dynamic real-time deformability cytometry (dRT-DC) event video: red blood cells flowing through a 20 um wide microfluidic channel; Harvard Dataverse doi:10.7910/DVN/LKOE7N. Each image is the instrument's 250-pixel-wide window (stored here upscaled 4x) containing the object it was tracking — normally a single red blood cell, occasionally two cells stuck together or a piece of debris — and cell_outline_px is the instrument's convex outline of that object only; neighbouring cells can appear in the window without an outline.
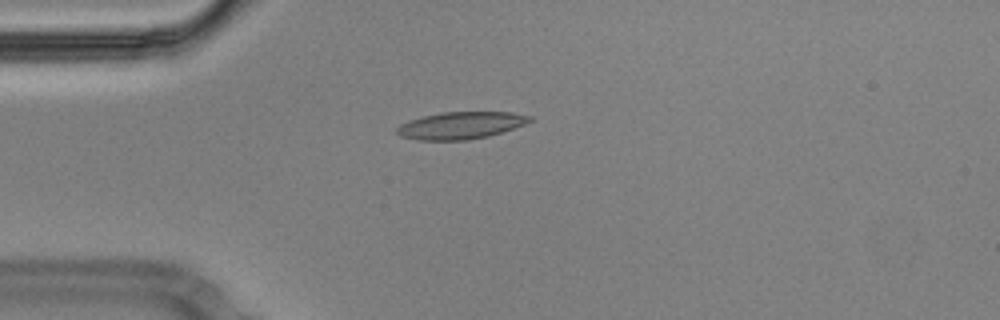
{"species": "Egyptian fruit bat (a non-hibernating species)", "species_latin": "Rousettus aegyptiacus", "temperature_condition": "cold", "stored_images_in_passage": 42, "segment_of_instrument_passage": [1, 2], "camera_frame_rate_fps": 3000, "um_per_image_px": 0.085, "animal": {"sex": "male"}, "frame": {"image": 1, "passage_image": 1, "time_ms": 0.0, "image_size_px": [1000, 320], "cell_outline_px": [[536, 120], [488, 136], [468, 140], [416, 140], [400, 136], [396, 132], [396, 128], [400, 124], [408, 120], [424, 116], [444, 112], [512, 112], [532, 116]], "centroid_in_image_um": [39.16, 10.66], "position_along_channel_um": 45.8, "area_um2": 21.04}}
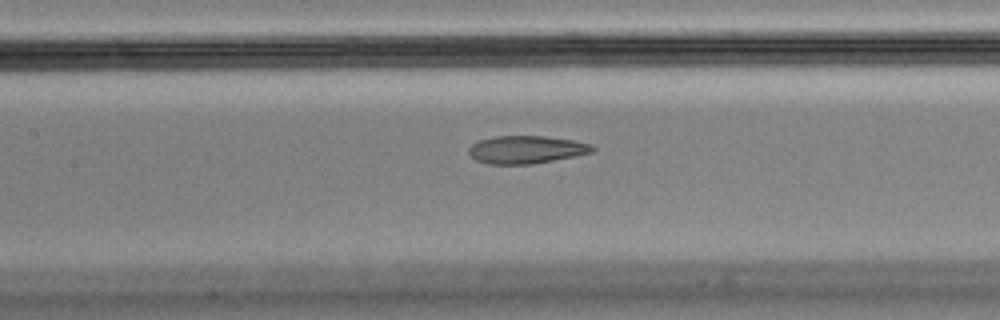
{"frame": {"image": 2, "passage_image": 12, "time_ms": 3.667, "image_size_px": [1000, 320], "cell_outline_px": [[596, 148], [592, 152], [576, 156], [532, 164], [488, 164], [476, 160], [468, 152], [468, 148], [472, 144], [480, 140], [496, 136], [544, 136], [572, 140], [592, 144]], "centroid_in_image_um": [44.74, 12.72], "position_along_channel_um": 162.7, "area_um2": 20.0}}
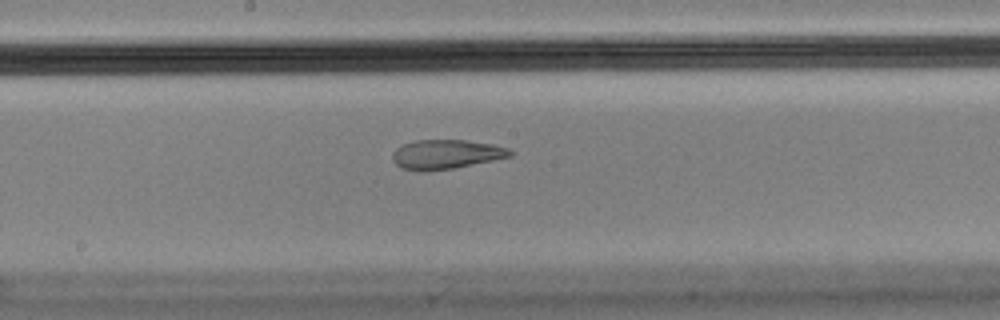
{"frame": {"image": 3, "passage_image": 16, "time_ms": 5.0, "image_size_px": [1000, 320], "cell_outline_px": [[516, 152], [512, 156], [452, 168], [404, 168], [396, 164], [392, 160], [392, 152], [396, 148], [404, 144], [416, 140], [464, 140], [492, 144], [508, 148]], "centroid_in_image_um": [37.97, 13.06], "position_along_channel_um": 210.2, "area_um2": 19.31}}